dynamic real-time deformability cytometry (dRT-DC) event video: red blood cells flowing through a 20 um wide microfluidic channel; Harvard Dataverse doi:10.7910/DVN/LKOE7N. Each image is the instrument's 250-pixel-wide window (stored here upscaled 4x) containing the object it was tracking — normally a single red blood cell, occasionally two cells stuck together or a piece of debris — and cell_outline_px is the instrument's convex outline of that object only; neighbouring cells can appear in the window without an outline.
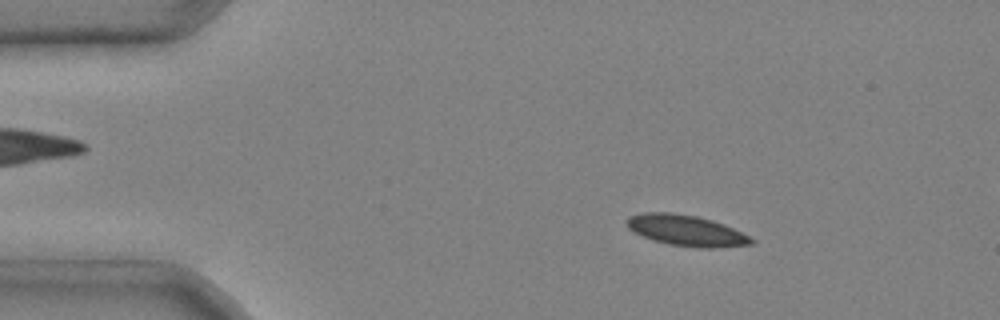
{"species": "common noctule bat (a hibernating species)", "species_latin": "Nyctalus noctula", "temperature_condition": "cold", "stored_images_in_passage": 3, "camera_frame_rate_fps": 3000, "um_per_image_px": 0.085, "animal": {"sex": "male", "body_mass_g": 20.4}, "frame": {"image": 1, "passage_image": 1, "time_ms": 0.0, "image_size_px": [1000, 320], "cell_outline_px": [[756, 244], [712, 248], [700, 248], [672, 244], [652, 240], [632, 232], [628, 228], [624, 220], [628, 216], [644, 212], [668, 212], [696, 216], [712, 220], [724, 224], [756, 240]], "centroid_in_image_um": [58.3, 19.59], "position_along_channel_um": 26.7, "area_um2": 22.48}}